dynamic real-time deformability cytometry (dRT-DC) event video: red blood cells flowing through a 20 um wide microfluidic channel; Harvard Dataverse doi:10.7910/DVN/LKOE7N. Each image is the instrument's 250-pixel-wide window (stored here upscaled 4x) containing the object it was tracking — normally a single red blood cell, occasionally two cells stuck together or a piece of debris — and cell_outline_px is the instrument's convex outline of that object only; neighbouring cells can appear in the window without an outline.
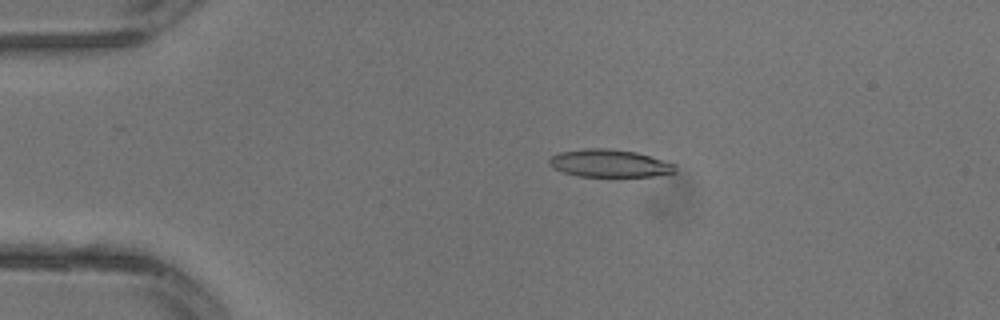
{"species": "common noctule bat (a hibernating species)", "species_latin": "Nyctalus noctula", "temperature_condition": "warm", "stored_images_in_passage": 2, "camera_frame_rate_fps": 3000, "um_per_image_px": 0.085, "animal": {"sex": "male", "body_mass_g": 13.3}, "frame": {"image": 1, "passage_image": 1, "time_ms": 0.0, "image_size_px": [1000, 320], "cell_outline_px": [[676, 172], [652, 176], [580, 176], [564, 172], [552, 168], [548, 164], [548, 160], [552, 156], [560, 152], [584, 148], [608, 148], [636, 152], [676, 164]], "centroid_in_image_um": [51.79, 13.87], "position_along_channel_um": 33.2, "area_um2": 20.23}}